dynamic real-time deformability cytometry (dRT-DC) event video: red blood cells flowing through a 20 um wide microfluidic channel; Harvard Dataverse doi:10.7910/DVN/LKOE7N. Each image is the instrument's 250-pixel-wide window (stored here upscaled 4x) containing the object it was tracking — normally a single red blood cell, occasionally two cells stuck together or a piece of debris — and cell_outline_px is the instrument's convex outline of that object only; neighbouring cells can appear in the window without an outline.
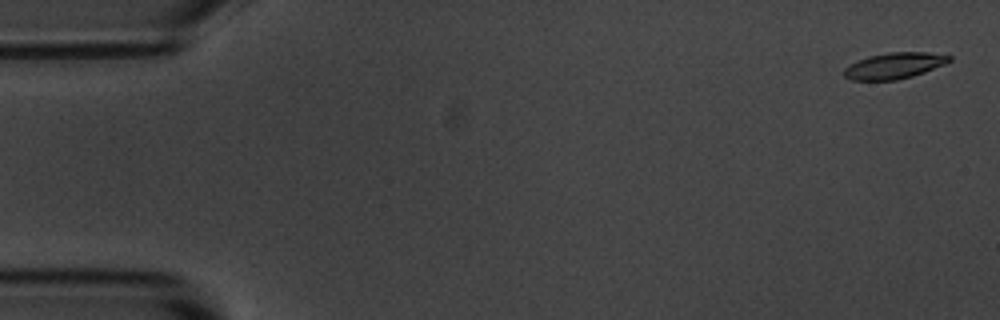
{"species": "common noctule bat (a hibernating species)", "species_latin": "Nyctalus noctula", "temperature_condition": "room temperature", "stored_images_in_passage": 5, "camera_frame_rate_fps": 3000, "um_per_image_px": 0.085, "animal": {"sex": "male", "body_mass_g": 20.1, "forearm_length_mm": 53.5}, "frame": {"image": 1, "passage_image": 1, "time_ms": 0.0, "image_size_px": [1000, 320], "cell_outline_px": [[952, 60], [944, 64], [924, 72], [912, 76], [896, 80], [852, 80], [844, 76], [844, 68], [868, 56], [888, 52], [928, 52], [952, 56]], "centroid_in_image_um": [76.03, 5.58], "position_along_channel_um": 9.0, "area_um2": 15.84}}
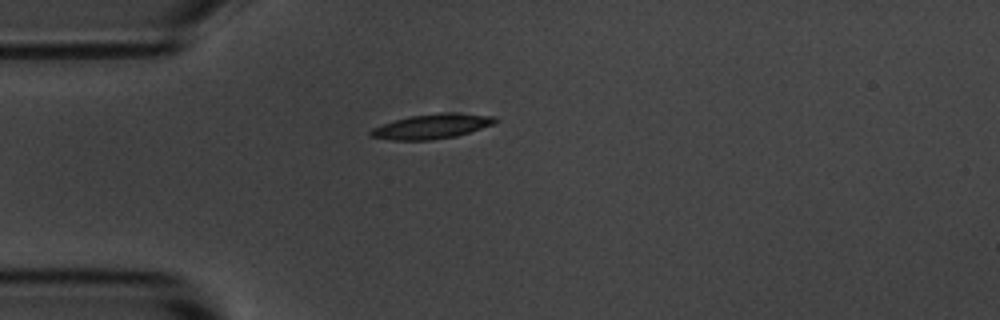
{"frame": {"image": 2, "passage_image": 5, "time_ms": 4.333, "image_size_px": [1000, 320], "cell_outline_px": [[500, 120], [492, 124], [456, 136], [432, 140], [392, 140], [368, 136], [368, 132], [372, 128], [396, 120], [412, 116], [440, 112], [452, 112], [496, 116]], "centroid_in_image_um": [36.71, 10.74], "position_along_channel_um": 48.3, "area_um2": 17.86}}